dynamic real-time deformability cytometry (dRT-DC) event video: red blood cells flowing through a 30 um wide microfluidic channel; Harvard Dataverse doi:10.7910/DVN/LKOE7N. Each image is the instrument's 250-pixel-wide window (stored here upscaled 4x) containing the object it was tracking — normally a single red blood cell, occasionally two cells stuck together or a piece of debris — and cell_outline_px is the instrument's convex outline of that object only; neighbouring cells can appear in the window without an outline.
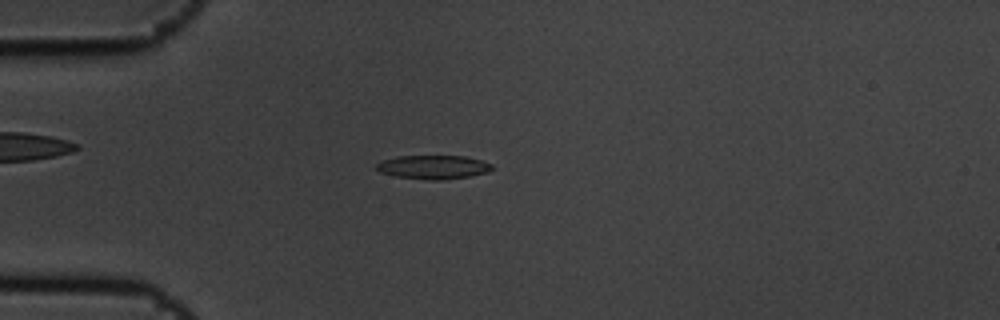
{"species": "common noctule bat (a hibernating species)", "species_latin": "Nyctalus noctula", "temperature_condition": "cold", "stored_images_in_passage": 5, "camera_frame_rate_fps": 3000, "um_per_image_px": 0.085, "animal": {"sex": "male", "body_mass_g": 19.5, "forearm_length_mm": 54.6}, "frame": {"image": 1, "passage_image": 5, "time_ms": 1.333, "image_size_px": [1000, 320], "cell_outline_px": [[492, 168], [488, 172], [472, 176], [440, 180], [432, 180], [396, 176], [380, 172], [376, 168], [376, 164], [380, 160], [396, 156], [464, 156], [480, 160], [492, 164]], "centroid_in_image_um": [36.81, 14.2], "position_along_channel_um": 48.2, "area_um2": 16.01}}